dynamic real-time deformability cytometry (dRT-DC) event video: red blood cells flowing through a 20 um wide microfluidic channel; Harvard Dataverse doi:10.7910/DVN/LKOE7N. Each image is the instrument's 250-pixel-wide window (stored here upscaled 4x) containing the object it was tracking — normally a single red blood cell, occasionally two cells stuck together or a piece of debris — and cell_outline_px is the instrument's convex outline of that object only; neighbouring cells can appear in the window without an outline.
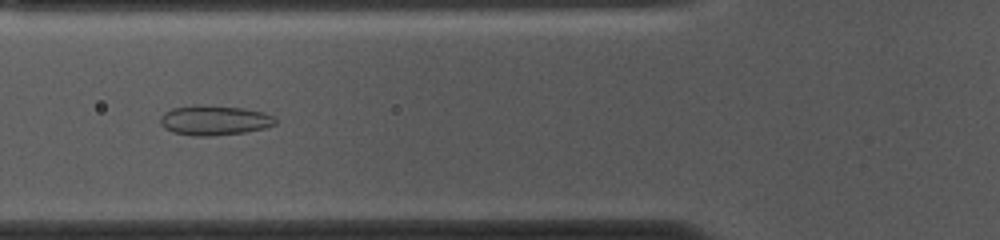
{"species": "common noctule bat (a hibernating species)", "species_latin": "Nyctalus noctula", "temperature_condition": "cold", "stored_images_in_passage": 52, "camera_frame_rate_fps": 3000, "um_per_image_px": 0.085, "animal": {"sex": "female", "body_mass_g": 10.0, "forearm_length_mm": 53.1}, "frame": {"image": 1, "passage_image": 17, "time_ms": 5.333, "image_size_px": [1000, 240], "cell_outline_px": [[276, 124], [264, 128], [244, 132], [208, 136], [192, 136], [172, 132], [164, 128], [160, 124], [160, 116], [164, 112], [172, 108], [200, 104], [244, 108], [264, 112], [272, 116], [276, 120]], "centroid_in_image_um": [18.18, 10.22], "position_along_channel_um": 107.6, "area_um2": 20.11}}
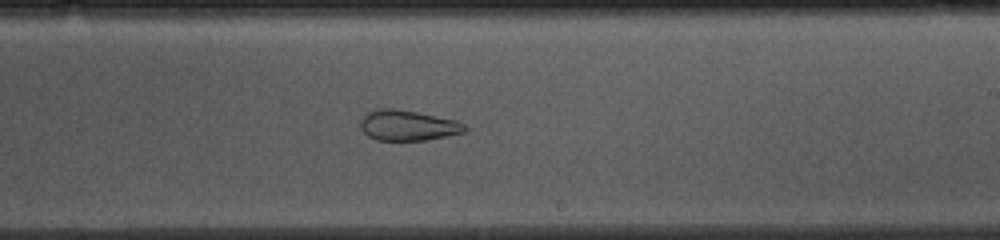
{"frame": {"image": 2, "passage_image": 29, "time_ms": 9.333, "image_size_px": [1000, 240], "cell_outline_px": [[468, 128], [464, 132], [424, 140], [376, 140], [368, 136], [360, 128], [360, 120], [368, 112], [380, 108], [392, 108], [416, 112], [456, 120], [464, 124]], "centroid_in_image_um": [34.64, 10.66], "position_along_channel_um": 254.4, "area_um2": 18.32}}
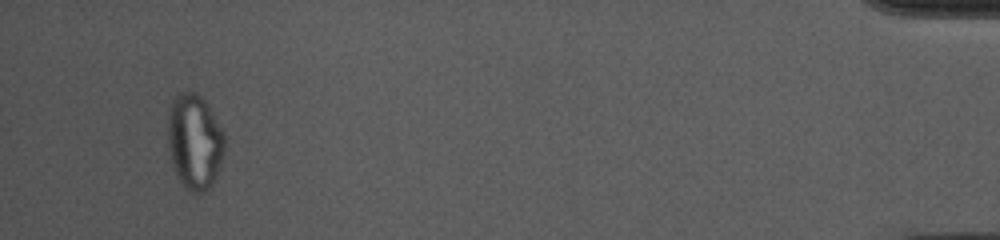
{"frame": {"image": 3, "passage_image": 49, "time_ms": 16.0, "image_size_px": [1000, 240], "cell_outline_px": [[224, 152], [212, 184], [204, 192], [188, 192], [180, 180], [172, 164], [168, 148], [168, 116], [172, 100], [180, 92], [196, 92], [204, 100], [220, 128], [224, 136]], "centroid_in_image_um": [16.51, 12.04], "position_along_channel_um": 418.7, "area_um2": 30.98}, "authors_computed_cell_mechanics": {"area_um2": 24.2471, "velocity_mm_per_s": 3.6725, "shape_relaxation_time_tau1_ms": null, "shape_relaxation_time_tau2_ms": 1.6724, "deformation_change_tau1": null, "deformation_change_tau2": 0.0844}}